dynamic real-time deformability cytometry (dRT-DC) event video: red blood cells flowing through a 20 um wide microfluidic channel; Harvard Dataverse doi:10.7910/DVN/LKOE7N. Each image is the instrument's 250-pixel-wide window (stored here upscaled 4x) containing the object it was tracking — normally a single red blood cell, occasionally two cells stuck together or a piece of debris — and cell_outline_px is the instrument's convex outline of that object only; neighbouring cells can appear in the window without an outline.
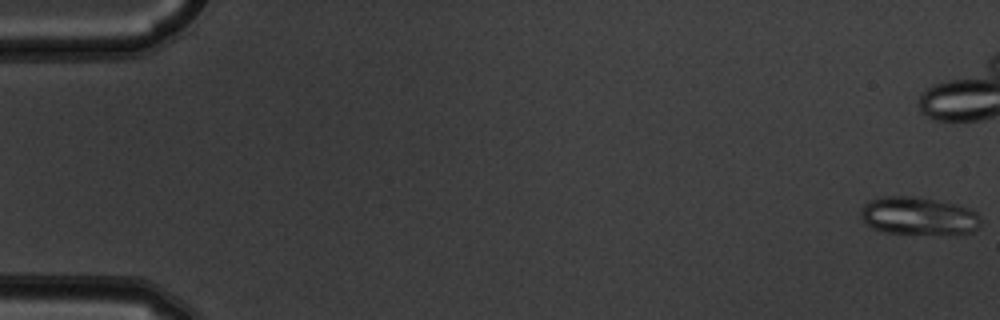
{"species": "common noctule bat (a hibernating species)", "species_latin": "Nyctalus noctula", "temperature_condition": "warm", "stored_images_in_passage": 8, "camera_frame_rate_fps": 3000, "um_per_image_px": 0.085, "animal": {"sex": "male", "body_mass_g": 19.5, "forearm_length_mm": 54.6}, "frame": {"image": 1, "passage_image": 1, "time_ms": 0.0, "image_size_px": [1000, 320], "cell_outline_px": [[984, 220], [972, 232], [884, 232], [872, 228], [860, 216], [860, 208], [868, 200], [880, 196], [912, 196], [956, 204], [972, 208]], "centroid_in_image_um": [78.05, 18.31], "position_along_channel_um": 7.0, "area_um2": 26.07}}